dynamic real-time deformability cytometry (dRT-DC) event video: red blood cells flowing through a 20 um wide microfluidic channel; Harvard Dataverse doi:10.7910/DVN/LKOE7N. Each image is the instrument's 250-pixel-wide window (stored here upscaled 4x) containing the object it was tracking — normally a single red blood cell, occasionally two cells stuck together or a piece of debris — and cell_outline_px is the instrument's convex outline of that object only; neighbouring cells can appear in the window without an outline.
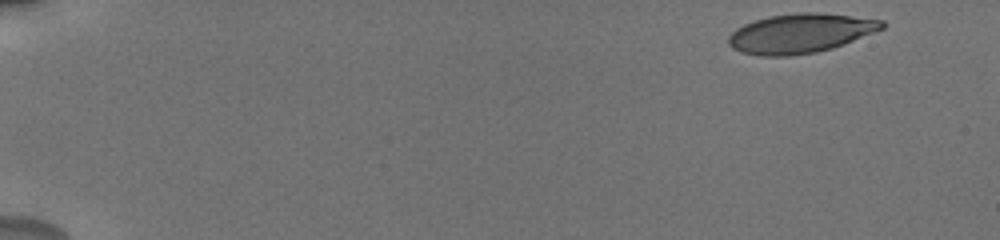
{"species": "human", "species_latin": "Homo sapiens", "temperature_condition": "cold", "stored_images_in_passage": 6, "camera_frame_rate_fps": 3000, "um_per_image_px": 0.085, "donor": {"sex": "male"}, "frame": {"image": 1, "passage_image": 1, "time_ms": 0.0, "image_size_px": [1000, 240], "cell_outline_px": [[884, 28], [832, 48], [816, 52], [788, 56], [760, 56], [740, 52], [732, 48], [728, 44], [728, 36], [736, 28], [744, 24], [756, 20], [772, 16], [800, 12], [816, 12], [884, 20]], "centroid_in_image_um": [67.99, 2.84], "position_along_channel_um": 17.0, "area_um2": 34.91}}